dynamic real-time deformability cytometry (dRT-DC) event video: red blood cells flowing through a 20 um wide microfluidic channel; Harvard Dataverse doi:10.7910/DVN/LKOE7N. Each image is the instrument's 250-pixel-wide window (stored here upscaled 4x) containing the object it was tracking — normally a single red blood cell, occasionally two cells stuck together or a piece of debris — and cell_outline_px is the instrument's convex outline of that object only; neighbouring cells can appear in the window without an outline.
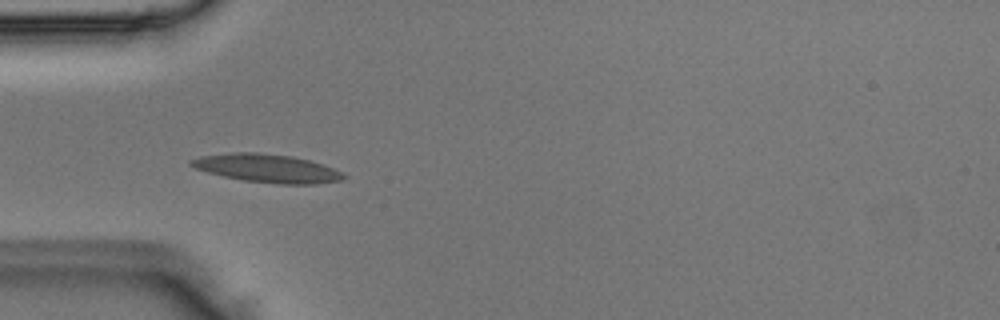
{"species": "Egyptian fruit bat (a non-hibernating species)", "species_latin": "Rousettus aegyptiacus", "temperature_condition": "room temperature", "stored_images_in_passage": 4, "camera_frame_rate_fps": 3000, "um_per_image_px": 0.085, "animal": {"sex": "male"}, "frame": {"image": 1, "passage_image": 4, "time_ms": 1.0, "image_size_px": [1000, 320], "cell_outline_px": [[348, 176], [340, 180], [316, 184], [280, 184], [244, 180], [224, 176], [208, 172], [196, 168], [188, 164], [188, 160], [200, 156], [236, 152], [256, 152], [292, 156], [308, 160], [344, 172]], "centroid_in_image_um": [22.7, 14.3], "position_along_channel_um": 62.3, "area_um2": 24.97}}